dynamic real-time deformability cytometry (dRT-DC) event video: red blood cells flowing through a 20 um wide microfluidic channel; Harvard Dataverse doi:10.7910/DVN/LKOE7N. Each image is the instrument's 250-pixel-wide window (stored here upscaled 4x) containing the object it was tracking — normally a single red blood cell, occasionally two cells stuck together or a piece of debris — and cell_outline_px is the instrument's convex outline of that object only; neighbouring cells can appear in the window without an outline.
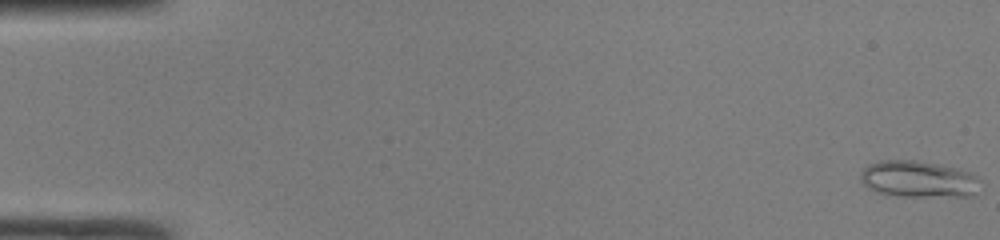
{"species": "common noctule bat (a hibernating species)", "species_latin": "Nyctalus noctula", "temperature_condition": "room temperature", "stored_images_in_passage": 16, "camera_frame_rate_fps": 3000, "um_per_image_px": 0.085, "animal": {"sex": "male", "body_mass_g": 19.0, "forearm_length_mm": 50.8}, "frame": {"image": 1, "passage_image": 1, "time_ms": 0.0, "image_size_px": [1000, 240], "cell_outline_px": [[980, 180], [976, 192], [972, 196], [896, 196], [880, 192], [868, 188], [860, 180], [860, 172], [868, 164], [880, 160], [920, 160], [956, 168], [968, 172], [976, 176]], "centroid_in_image_um": [78.04, 15.22], "position_along_channel_um": 7.0, "area_um2": 25.55}}